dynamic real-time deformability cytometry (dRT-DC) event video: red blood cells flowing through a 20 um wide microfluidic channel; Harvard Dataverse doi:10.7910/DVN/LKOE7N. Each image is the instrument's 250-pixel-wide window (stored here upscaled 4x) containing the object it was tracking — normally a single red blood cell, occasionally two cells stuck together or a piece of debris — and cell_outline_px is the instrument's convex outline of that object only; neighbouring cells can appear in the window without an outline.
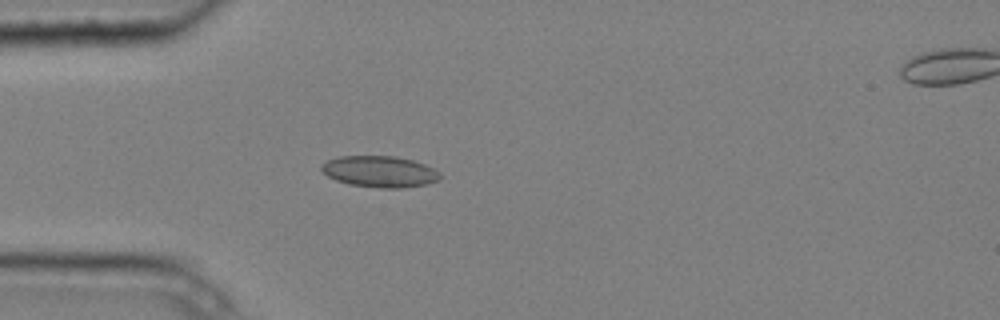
{"species": "common noctule bat (a hibernating species)", "species_latin": "Nyctalus noctula", "temperature_condition": "cold", "stored_images_in_passage": 5, "camera_frame_rate_fps": 3000, "um_per_image_px": 0.085, "animal": {"sex": "male", "body_mass_g": 20.4}, "frame": {"image": 1, "passage_image": 5, "time_ms": 1.333, "image_size_px": [1000, 320], "cell_outline_px": [[440, 180], [428, 184], [404, 188], [380, 188], [348, 184], [336, 180], [328, 176], [320, 168], [320, 164], [328, 160], [340, 156], [396, 156], [412, 160], [424, 164], [440, 172]], "centroid_in_image_um": [32.28, 14.59], "position_along_channel_um": 52.7, "area_um2": 21.73}}